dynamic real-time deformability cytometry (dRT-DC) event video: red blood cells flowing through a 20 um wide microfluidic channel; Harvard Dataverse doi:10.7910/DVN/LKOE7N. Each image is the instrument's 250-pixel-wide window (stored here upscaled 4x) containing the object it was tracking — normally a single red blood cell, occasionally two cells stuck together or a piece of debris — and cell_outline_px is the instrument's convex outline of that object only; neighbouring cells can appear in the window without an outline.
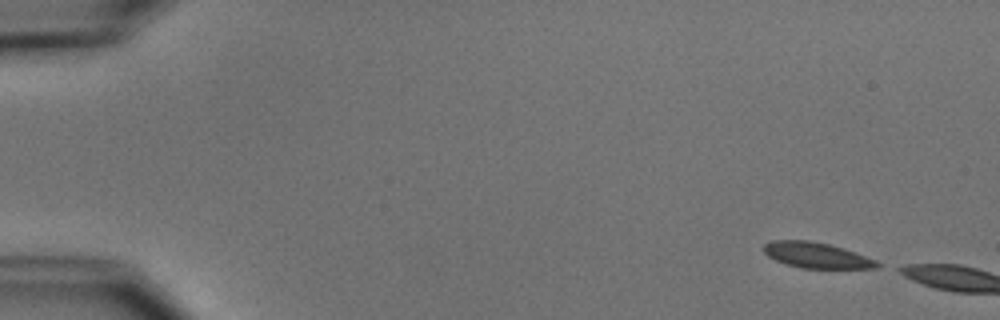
{"species": "common noctule bat (a hibernating species)", "species_latin": "Nyctalus noctula", "temperature_condition": "cold", "stored_images_in_passage": 7, "camera_frame_rate_fps": 3000, "um_per_image_px": 0.085, "animal": {"sex": "male", "body_mass_g": 15.6}, "frame": {"image": 1, "passage_image": 1, "time_ms": 0.0, "image_size_px": [1000, 320], "cell_outline_px": [[880, 268], [800, 268], [784, 264], [768, 256], [760, 248], [764, 244], [772, 240], [808, 240], [828, 244], [844, 248], [876, 260], [880, 264]], "centroid_in_image_um": [69.36, 21.69], "position_along_channel_um": 15.6, "area_um2": 17.05}}